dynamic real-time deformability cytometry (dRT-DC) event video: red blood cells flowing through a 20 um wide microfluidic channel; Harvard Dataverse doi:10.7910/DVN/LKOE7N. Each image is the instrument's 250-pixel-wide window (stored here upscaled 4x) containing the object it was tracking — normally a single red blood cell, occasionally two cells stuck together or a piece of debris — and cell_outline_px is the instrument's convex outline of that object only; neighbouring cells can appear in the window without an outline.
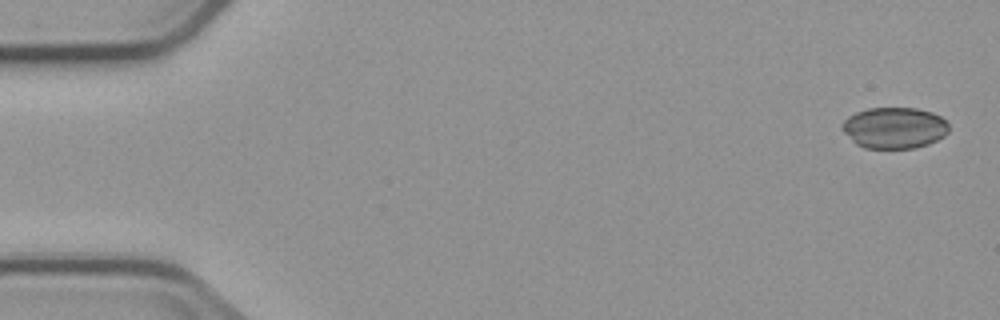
{"species": "common noctule bat (a hibernating species)", "species_latin": "Nyctalus noctula", "temperature_condition": "cold", "stored_images_in_passage": 5, "camera_frame_rate_fps": 3000, "um_per_image_px": 0.085, "animal": {"sex": "male", "body_mass_g": 23.1, "forearm_length_mm": 52.7}, "frame": {"image": 1, "passage_image": 1, "time_ms": 0.0, "image_size_px": [1000, 320], "cell_outline_px": [[948, 132], [944, 136], [928, 144], [912, 148], [864, 148], [856, 144], [844, 132], [840, 124], [848, 116], [856, 112], [868, 108], [916, 108], [932, 112], [940, 116], [948, 124]], "centroid_in_image_um": [76.0, 10.86], "position_along_channel_um": 9.0, "area_um2": 25.61}}